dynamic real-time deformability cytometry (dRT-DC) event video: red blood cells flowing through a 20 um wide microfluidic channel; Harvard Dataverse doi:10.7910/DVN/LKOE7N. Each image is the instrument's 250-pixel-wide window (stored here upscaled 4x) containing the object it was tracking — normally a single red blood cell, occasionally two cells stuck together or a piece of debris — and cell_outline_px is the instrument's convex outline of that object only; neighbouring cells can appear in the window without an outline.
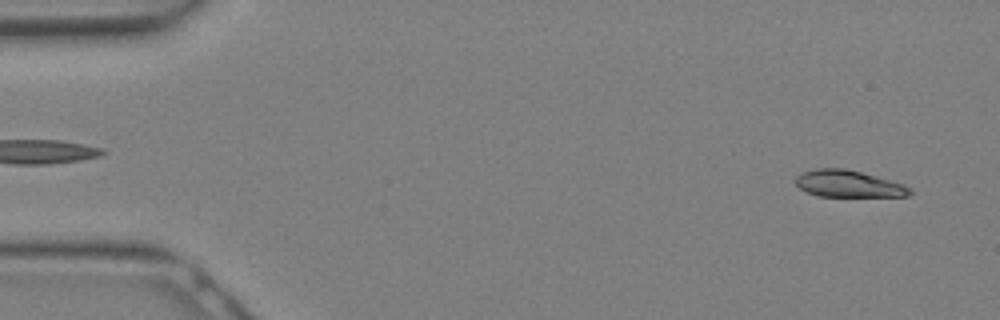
{"species": "Egyptian fruit bat (a non-hibernating species)", "species_latin": "Rousettus aegyptiacus", "temperature_condition": "warm", "stored_images_in_passage": 10, "camera_frame_rate_fps": 3000, "um_per_image_px": 0.085, "animal": {"sex": "female"}, "frame": {"image": 1, "passage_image": 1, "time_ms": 0.0, "image_size_px": [1000, 320], "cell_outline_px": [[912, 192], [908, 196], [820, 196], [808, 192], [800, 188], [796, 184], [796, 176], [800, 172], [816, 168], [844, 168], [892, 180], [904, 184], [912, 188]], "centroid_in_image_um": [72.13, 15.61], "position_along_channel_um": 12.9, "area_um2": 17.86}}
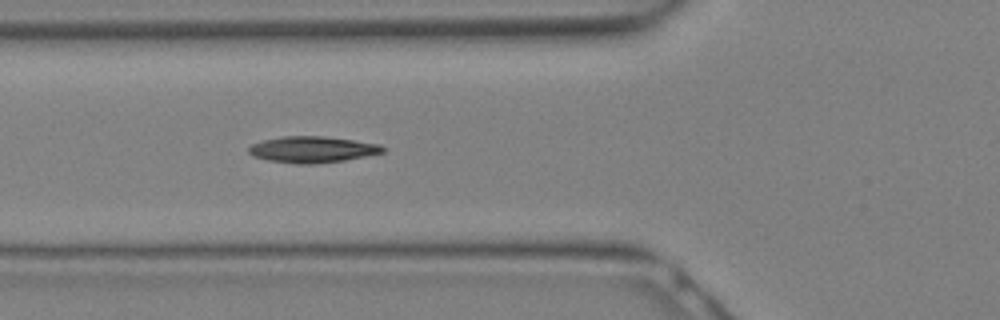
{"frame": {"image": 2, "passage_image": 10, "time_ms": 3.0, "image_size_px": [1000, 320], "cell_outline_px": [[384, 152], [344, 160], [316, 164], [296, 164], [268, 160], [252, 156], [248, 152], [248, 148], [252, 144], [264, 140], [280, 136], [324, 136], [380, 144], [384, 148]], "centroid_in_image_um": [26.51, 12.71], "position_along_channel_um": 99.3, "area_um2": 20.46}}